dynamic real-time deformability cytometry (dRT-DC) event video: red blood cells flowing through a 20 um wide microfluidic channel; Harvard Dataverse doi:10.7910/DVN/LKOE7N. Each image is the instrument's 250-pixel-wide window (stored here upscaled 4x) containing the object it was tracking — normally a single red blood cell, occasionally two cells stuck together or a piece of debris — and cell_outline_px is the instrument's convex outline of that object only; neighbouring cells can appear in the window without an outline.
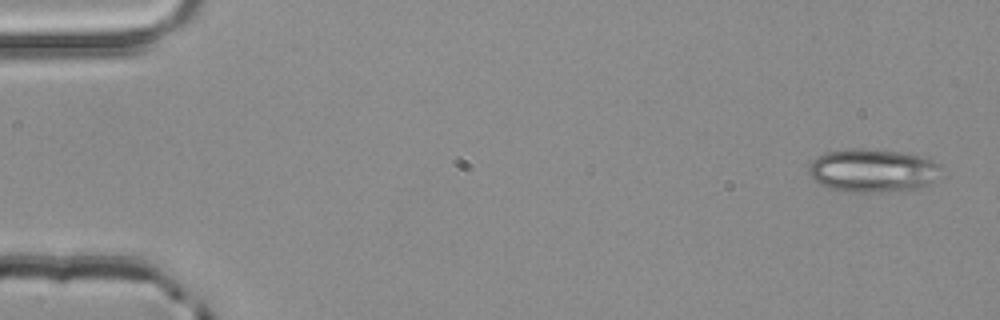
{"species": "common noctule bat (a hibernating species)", "species_latin": "Nyctalus noctula", "temperature_condition": "room temperature", "stored_images_in_passage": 4, "camera_frame_rate_fps": 3000, "um_per_image_px": 0.085, "animal": {"sex": "male", "body_mass_g": 20.4}, "frame": {"image": 1, "passage_image": 1, "time_ms": 0.0, "image_size_px": [1000, 320], "cell_outline_px": [[940, 168], [932, 180], [928, 184], [904, 192], [852, 192], [828, 188], [812, 180], [808, 172], [808, 168], [812, 160], [816, 156], [828, 152], [852, 148], [864, 148], [900, 152], [920, 156], [932, 160], [940, 164]], "centroid_in_image_um": [74.12, 14.5], "position_along_channel_um": 10.9, "area_um2": 33.52}}